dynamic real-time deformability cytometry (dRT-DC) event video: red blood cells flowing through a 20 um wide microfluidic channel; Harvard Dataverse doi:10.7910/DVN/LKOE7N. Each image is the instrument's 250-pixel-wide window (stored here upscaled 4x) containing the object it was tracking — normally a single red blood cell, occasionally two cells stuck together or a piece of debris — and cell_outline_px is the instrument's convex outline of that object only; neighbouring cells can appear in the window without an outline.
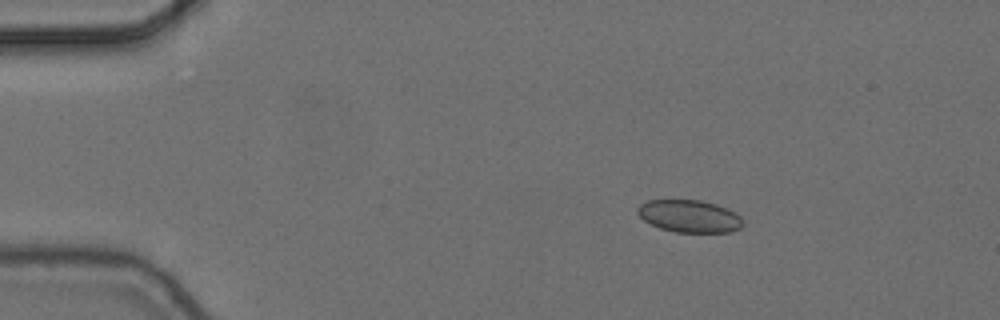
{"species": "common noctule bat (a hibernating species)", "species_latin": "Nyctalus noctula", "temperature_condition": "cold", "stored_images_in_passage": 4, "camera_frame_rate_fps": 3000, "um_per_image_px": 0.085, "animal": {"sex": "female", "body_mass_g": 24.6, "forearm_length_mm": 56.2}, "frame": {"image": 1, "passage_image": 2, "time_ms": 0.333, "image_size_px": [1000, 320], "cell_outline_px": [[744, 224], [740, 228], [732, 232], [676, 232], [660, 228], [644, 220], [636, 212], [636, 208], [640, 204], [648, 200], [700, 200], [716, 204], [736, 212], [740, 216]], "centroid_in_image_um": [58.61, 18.37], "position_along_channel_um": 26.4, "area_um2": 19.94}}